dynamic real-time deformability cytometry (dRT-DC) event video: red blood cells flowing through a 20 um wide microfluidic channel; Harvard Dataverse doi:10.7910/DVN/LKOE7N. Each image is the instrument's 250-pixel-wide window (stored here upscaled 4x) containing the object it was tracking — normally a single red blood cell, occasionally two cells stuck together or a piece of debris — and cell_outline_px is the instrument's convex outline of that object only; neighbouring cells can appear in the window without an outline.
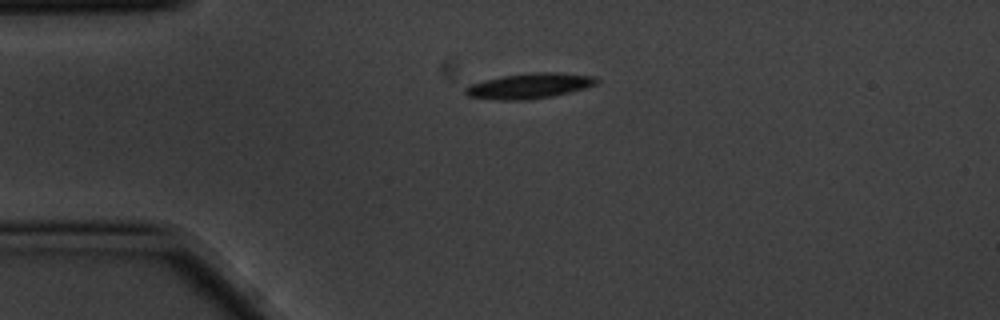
{"species": "common noctule bat (a hibernating species)", "species_latin": "Nyctalus noctula", "temperature_condition": "cold", "stored_images_in_passage": 2, "camera_frame_rate_fps": 3000, "um_per_image_px": 0.085, "animal": {"sex": "male", "body_mass_g": 20.1, "forearm_length_mm": 53.5}, "frame": {"image": 1, "passage_image": 1, "time_ms": 0.0, "image_size_px": [1000, 320], "cell_outline_px": [[600, 80], [596, 84], [584, 88], [552, 96], [528, 100], [496, 100], [468, 96], [464, 92], [464, 88], [468, 84], [500, 76], [532, 72], [560, 72], [596, 76]], "centroid_in_image_um": [44.98, 7.29], "position_along_channel_um": 40.0, "area_um2": 19.59}}
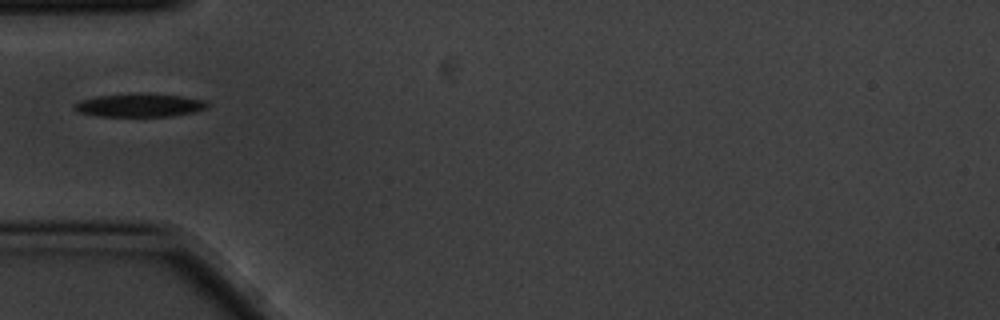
{"frame": {"image": 2, "passage_image": 2, "time_ms": 0.333, "image_size_px": [1000, 320], "cell_outline_px": [[208, 104], [204, 108], [196, 112], [172, 116], [96, 116], [80, 112], [72, 108], [72, 104], [80, 100], [100, 96], [136, 92], [144, 92], [184, 96], [204, 100]], "centroid_in_image_um": [11.85, 8.93], "position_along_channel_um": 73.1, "area_um2": 18.32}}